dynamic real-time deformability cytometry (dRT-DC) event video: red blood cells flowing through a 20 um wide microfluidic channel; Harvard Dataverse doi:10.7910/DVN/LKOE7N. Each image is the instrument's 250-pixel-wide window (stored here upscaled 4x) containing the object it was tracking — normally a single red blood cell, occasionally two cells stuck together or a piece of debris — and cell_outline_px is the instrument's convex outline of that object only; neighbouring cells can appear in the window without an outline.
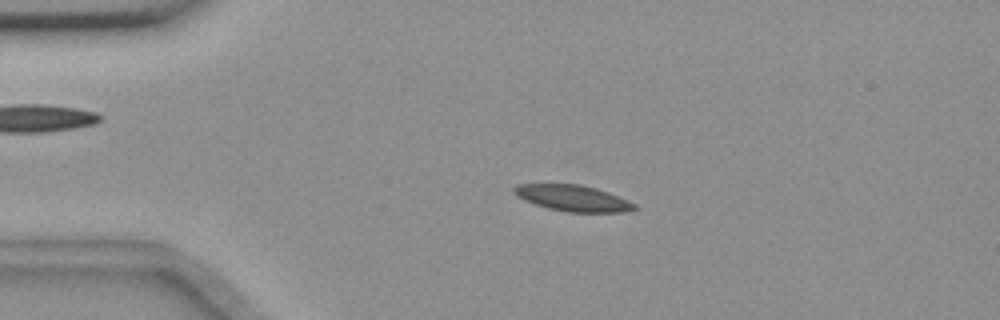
{"species": "common noctule bat (a hibernating species)", "species_latin": "Nyctalus noctula", "temperature_condition": "room temperature", "stored_images_in_passage": 57, "camera_frame_rate_fps": 3000, "um_per_image_px": 0.085, "animal": {"sex": "female", "body_mass_g": 18.4}, "frame": {"image": 1, "passage_image": 13, "time_ms": 4.0, "image_size_px": [1000, 320], "cell_outline_px": [[640, 208], [628, 212], [568, 212], [548, 208], [524, 200], [516, 196], [512, 192], [512, 188], [516, 184], [580, 184], [596, 188], [608, 192], [628, 200], [636, 204]], "centroid_in_image_um": [48.71, 16.84], "position_along_channel_um": 36.3, "area_um2": 18.5}}
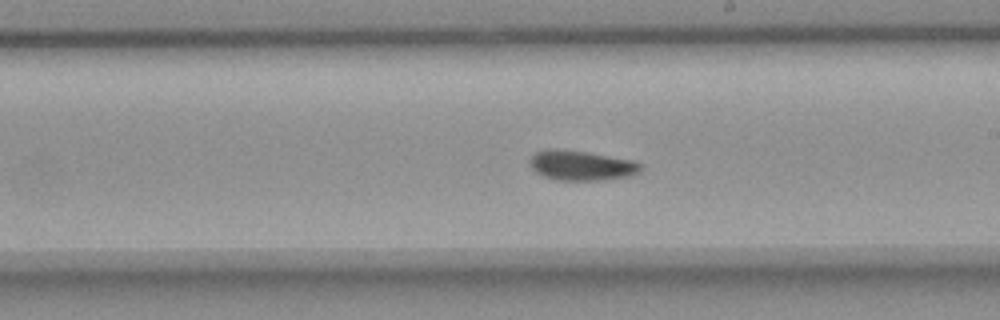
{"frame": {"image": 2, "passage_image": 33, "time_ms": 10.667, "image_size_px": [1000, 320], "cell_outline_px": [[640, 172], [632, 176], [604, 180], [556, 180], [544, 176], [536, 172], [528, 164], [528, 160], [536, 152], [548, 148], [584, 152], [632, 160], [640, 164]], "centroid_in_image_um": [49.39, 14.08], "position_along_channel_um": 239.6, "area_um2": 19.19}}
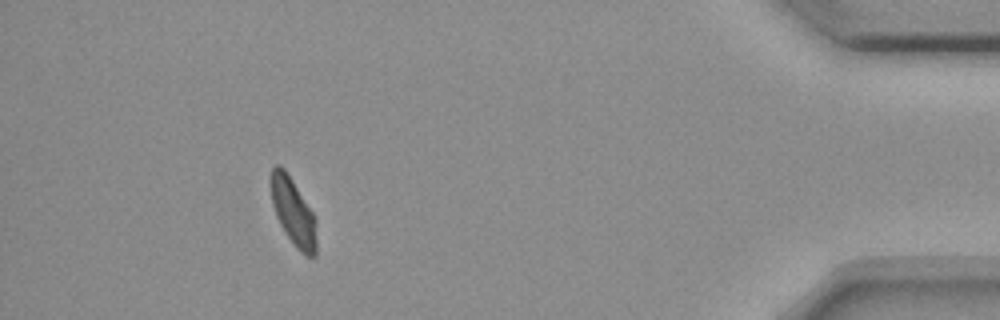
{"frame": {"image": 3, "passage_image": 52, "time_ms": 17.0, "image_size_px": [1000, 320], "cell_outline_px": [[316, 256], [304, 256], [296, 248], [284, 232], [276, 216], [272, 204], [268, 176], [272, 168], [276, 164], [284, 168], [292, 180], [312, 212], [316, 220]], "centroid_in_image_um": [24.89, 18.0], "position_along_channel_um": 410.3, "area_um2": 18.09}, "authors_computed_cell_mechanics": {"area_um2": 18.5538, "velocity_mm_per_s": 3.5989, "shape_relaxation_time_tau1_ms": 5.2704, "shape_relaxation_time_tau2_ms": 4.1542, "deformation_change_tau1": 0.1187, "deformation_change_tau2": 0.0938}}